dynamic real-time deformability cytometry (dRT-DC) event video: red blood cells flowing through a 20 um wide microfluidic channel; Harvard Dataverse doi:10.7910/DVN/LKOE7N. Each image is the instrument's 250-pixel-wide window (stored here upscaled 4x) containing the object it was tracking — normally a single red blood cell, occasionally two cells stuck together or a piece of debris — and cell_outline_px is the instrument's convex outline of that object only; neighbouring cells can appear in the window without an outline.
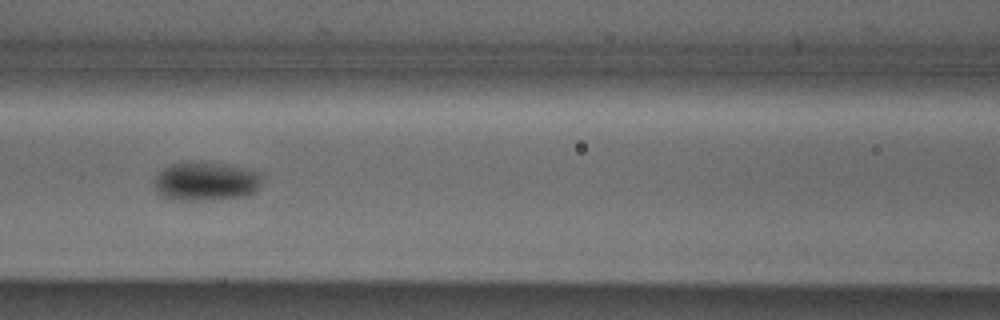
{"species": "Egyptian fruit bat (a non-hibernating species)", "species_latin": "Rousettus aegyptiacus", "temperature_condition": "cold", "stored_images_in_passage": 53, "camera_frame_rate_fps": 3000, "um_per_image_px": 0.085, "animal": {"sex": "male"}, "frame": {"image": 1, "passage_image": 23, "time_ms": 7.333, "image_size_px": [1000, 320], "cell_outline_px": [[260, 188], [256, 192], [248, 196], [212, 200], [172, 200], [160, 196], [156, 192], [152, 180], [164, 168], [172, 164], [192, 160], [200, 160], [260, 172]], "centroid_in_image_um": [17.45, 15.43], "position_along_channel_um": 149.2, "area_um2": 24.85}, "authors_computed_cell_mechanics": {"area_um2": 21.5016, "velocity_mm_per_s": 3.8447, "shape_relaxation_time_tau1_ms": 7.1313, "shape_relaxation_time_tau2_ms": null, "deformation_change_tau1": 0.0841, "deformation_change_tau2": null}}